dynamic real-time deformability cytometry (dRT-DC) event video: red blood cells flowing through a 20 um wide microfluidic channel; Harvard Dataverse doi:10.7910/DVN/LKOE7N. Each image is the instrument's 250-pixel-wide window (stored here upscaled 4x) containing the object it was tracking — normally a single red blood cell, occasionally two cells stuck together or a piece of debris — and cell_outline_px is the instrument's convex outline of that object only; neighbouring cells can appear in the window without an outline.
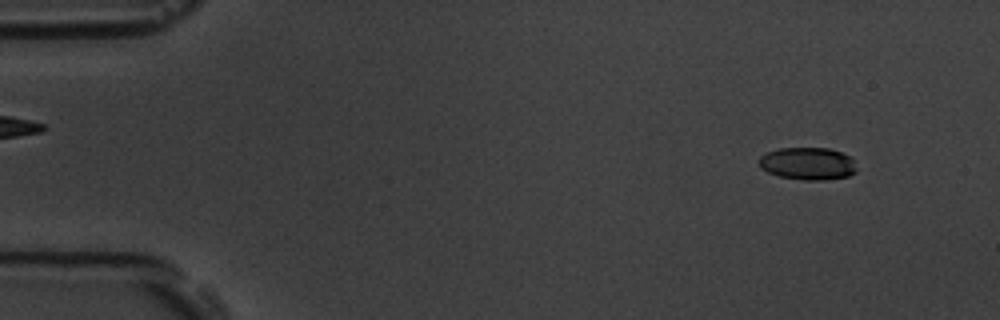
{"species": "common noctule bat (a hibernating species)", "species_latin": "Nyctalus noctula", "temperature_condition": "room temperature", "stored_images_in_passage": 56, "camera_frame_rate_fps": 3000, "um_per_image_px": 0.085, "animal": {"sex": "male", "body_mass_g": 19.5, "forearm_length_mm": 54.6}, "frame": {"image": 1, "passage_image": 5, "time_ms": 1.333, "image_size_px": [1000, 320], "cell_outline_px": [[856, 172], [848, 176], [824, 180], [804, 180], [780, 176], [768, 172], [760, 168], [760, 156], [768, 152], [780, 148], [828, 148], [852, 156], [856, 168]], "centroid_in_image_um": [68.69, 13.9], "position_along_channel_um": 16.3, "area_um2": 18.44}}
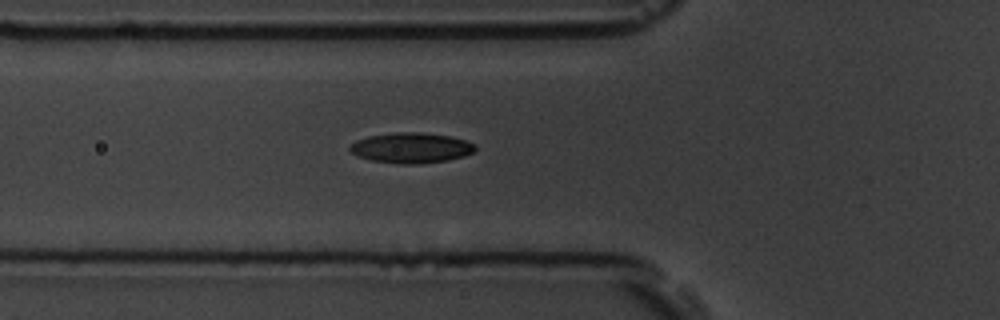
{"frame": {"image": 2, "passage_image": 20, "time_ms": 6.333, "image_size_px": [1000, 320], "cell_outline_px": [[476, 148], [472, 152], [464, 156], [448, 160], [420, 164], [400, 164], [372, 160], [360, 156], [352, 152], [348, 148], [356, 140], [368, 136], [396, 132], [424, 132], [452, 136], [476, 144]], "centroid_in_image_um": [34.98, 12.56], "position_along_channel_um": 90.8, "area_um2": 22.2}}
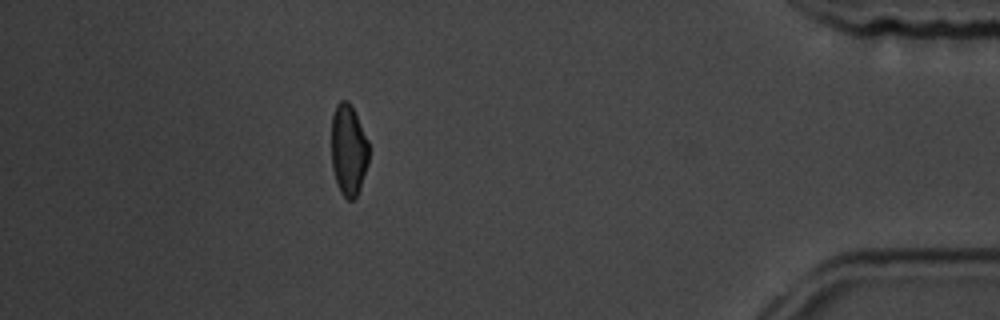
{"frame": {"image": 3, "passage_image": 50, "time_ms": 16.333, "image_size_px": [1000, 320], "cell_outline_px": [[368, 164], [360, 188], [356, 196], [352, 200], [348, 200], [340, 192], [332, 168], [332, 116], [336, 104], [340, 100], [348, 100], [352, 104], [368, 140]], "centroid_in_image_um": [29.63, 12.71], "position_along_channel_um": 405.6, "area_um2": 20.0}, "authors_computed_cell_mechanics": {"area_um2": 20.3745, "velocity_mm_per_s": 3.6349, "shape_relaxation_time_tau1_ms": 3.9447, "shape_relaxation_time_tau2_ms": 5.1666, "deformation_change_tau1": 0.1439, "deformation_change_tau2": 0.0942}}